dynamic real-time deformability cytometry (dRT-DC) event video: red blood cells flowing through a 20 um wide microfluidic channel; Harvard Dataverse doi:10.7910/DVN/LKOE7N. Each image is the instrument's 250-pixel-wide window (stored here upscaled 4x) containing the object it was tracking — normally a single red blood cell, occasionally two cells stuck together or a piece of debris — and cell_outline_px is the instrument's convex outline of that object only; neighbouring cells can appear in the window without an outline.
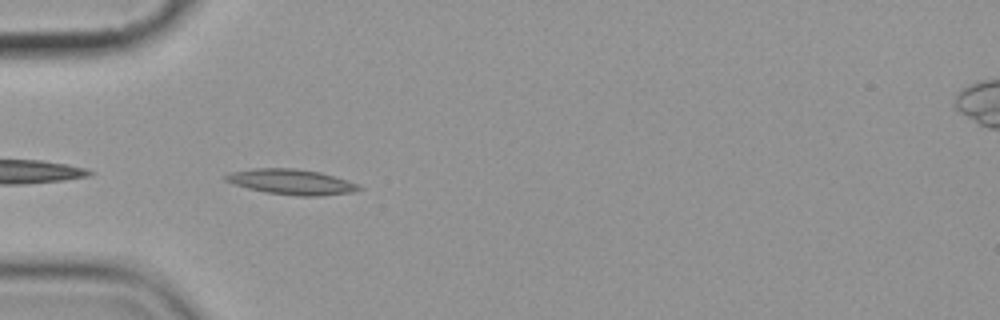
{"species": "common noctule bat (a hibernating species)", "species_latin": "Nyctalus noctula", "temperature_condition": "cold", "stored_images_in_passage": 5, "camera_frame_rate_fps": 3000, "um_per_image_px": 0.085, "animal": {"sex": "female", "body_mass_g": 19.9}, "frame": {"image": 1, "passage_image": 3, "time_ms": 2.333, "image_size_px": [1000, 320], "cell_outline_px": [[364, 188], [352, 192], [320, 196], [300, 196], [264, 192], [248, 188], [224, 180], [224, 176], [232, 172], [252, 168], [292, 168], [320, 172], [360, 184]], "centroid_in_image_um": [24.8, 15.46], "position_along_channel_um": 60.2, "area_um2": 19.59}}
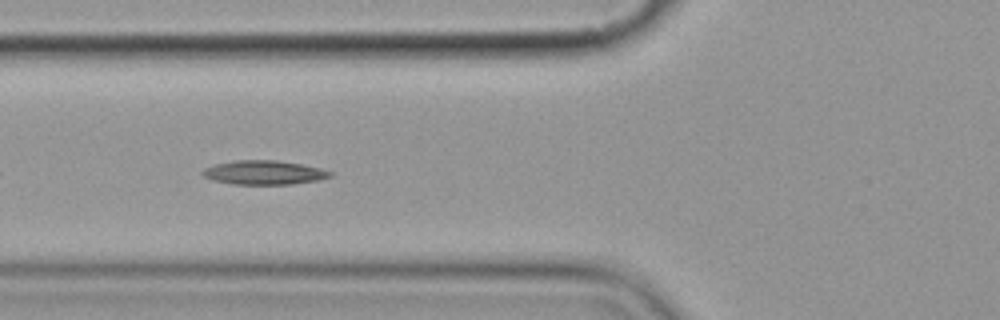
{"frame": {"image": 2, "passage_image": 4, "time_ms": 3.667, "image_size_px": [1000, 320], "cell_outline_px": [[332, 176], [320, 180], [292, 184], [232, 184], [212, 180], [204, 176], [200, 172], [204, 168], [216, 164], [236, 160], [276, 160], [300, 164], [320, 168], [332, 172]], "centroid_in_image_um": [22.43, 14.67], "position_along_channel_um": 103.4, "area_um2": 17.86}}
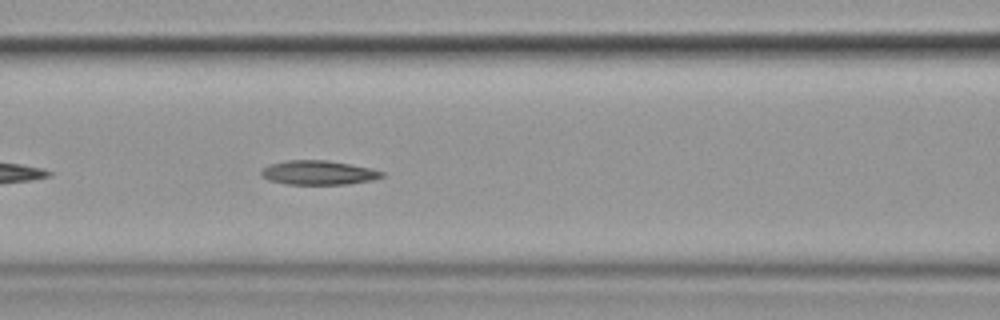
{"frame": {"image": 3, "passage_image": 5, "time_ms": 4.667, "image_size_px": [1000, 320], "cell_outline_px": [[384, 176], [372, 180], [348, 184], [284, 184], [268, 180], [260, 176], [260, 172], [264, 168], [272, 164], [288, 160], [324, 160], [372, 168], [384, 172]], "centroid_in_image_um": [27.06, 14.68], "position_along_channel_um": 139.5, "area_um2": 16.94}}